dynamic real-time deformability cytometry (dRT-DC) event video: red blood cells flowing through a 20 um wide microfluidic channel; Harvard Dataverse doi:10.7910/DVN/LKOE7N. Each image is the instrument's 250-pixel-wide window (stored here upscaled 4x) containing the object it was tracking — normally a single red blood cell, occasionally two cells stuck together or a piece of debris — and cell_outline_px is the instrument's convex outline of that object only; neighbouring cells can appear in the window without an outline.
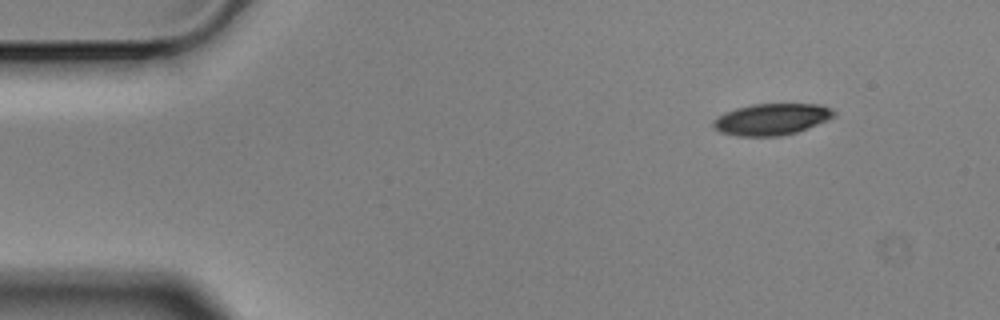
{"species": "Egyptian fruit bat (a non-hibernating species)", "species_latin": "Rousettus aegyptiacus", "temperature_condition": "cold", "stored_images_in_passage": 4, "camera_frame_rate_fps": 3000, "um_per_image_px": 0.085, "animal": {"sex": "male"}, "frame": {"image": 1, "passage_image": 1, "time_ms": 0.0, "image_size_px": [1000, 320], "cell_outline_px": [[836, 116], [828, 120], [796, 132], [780, 136], [736, 136], [720, 132], [712, 124], [712, 120], [724, 112], [736, 108], [752, 104], [820, 104], [832, 108], [836, 112]], "centroid_in_image_um": [65.59, 10.13], "position_along_channel_um": 19.4, "area_um2": 22.25}}
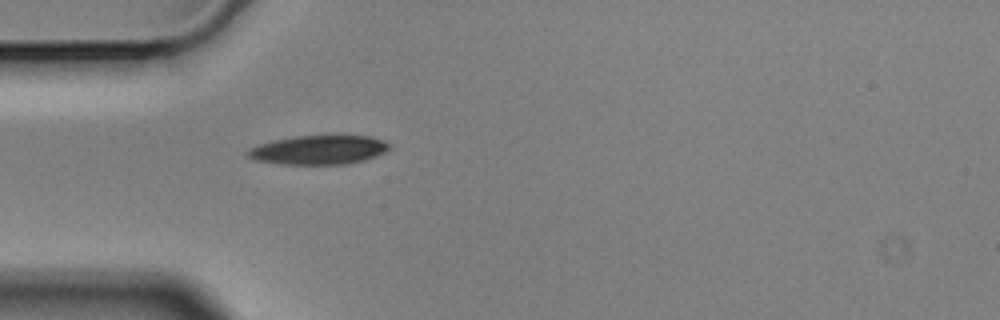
{"frame": {"image": 2, "passage_image": 4, "time_ms": 1.0, "image_size_px": [1000, 320], "cell_outline_px": [[392, 148], [376, 156], [364, 160], [348, 164], [280, 164], [256, 160], [248, 156], [248, 148], [272, 140], [296, 136], [344, 132], [368, 136], [384, 140], [392, 144]], "centroid_in_image_um": [27.19, 12.69], "position_along_channel_um": 57.8, "area_um2": 25.03}}